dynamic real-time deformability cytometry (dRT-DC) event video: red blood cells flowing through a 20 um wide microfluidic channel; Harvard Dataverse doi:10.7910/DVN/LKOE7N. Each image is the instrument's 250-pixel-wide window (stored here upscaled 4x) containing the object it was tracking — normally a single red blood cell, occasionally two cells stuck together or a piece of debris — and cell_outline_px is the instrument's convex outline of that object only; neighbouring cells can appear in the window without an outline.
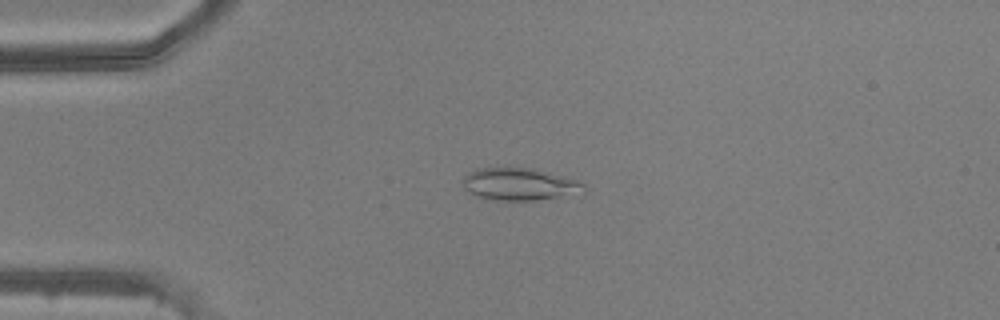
{"species": "common noctule bat (a hibernating species)", "species_latin": "Nyctalus noctula", "temperature_condition": "warm", "stored_images_in_passage": 49, "camera_frame_rate_fps": 3000, "um_per_image_px": 0.085, "animal": {"sex": "male", "body_mass_g": 20.5, "forearm_length_mm": 52.5}, "frame": {"image": 1, "passage_image": 12, "time_ms": 3.667, "image_size_px": [1000, 320], "cell_outline_px": [[588, 192], [584, 196], [536, 200], [496, 200], [476, 196], [464, 188], [460, 180], [468, 172], [476, 168], [536, 168], [580, 180], [584, 184]], "centroid_in_image_um": [44.3, 15.67], "position_along_channel_um": 40.7, "area_um2": 23.81}}
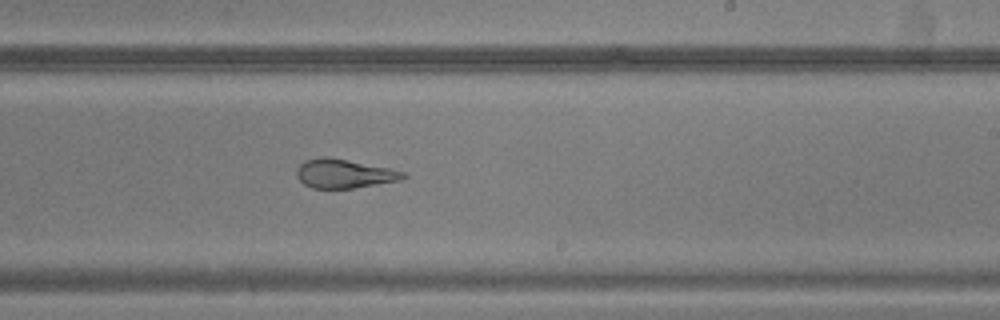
{"frame": {"image": 2, "passage_image": 30, "time_ms": 9.667, "image_size_px": [1000, 320], "cell_outline_px": [[408, 176], [400, 180], [352, 188], [312, 188], [304, 184], [296, 176], [296, 168], [304, 160], [324, 156], [328, 156], [388, 168], [404, 172]], "centroid_in_image_um": [29.2, 14.75], "position_along_channel_um": 259.8, "area_um2": 17.86}}
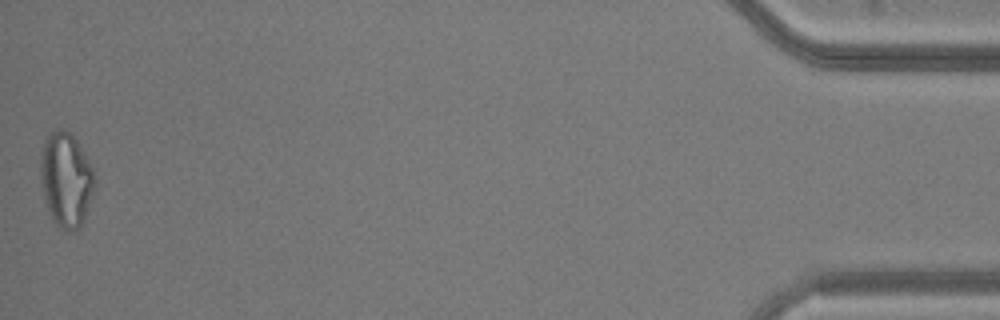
{"frame": {"image": 3, "passage_image": 49, "time_ms": 16.0, "image_size_px": [1000, 320], "cell_outline_px": [[96, 184], [84, 216], [80, 224], [76, 228], [64, 228], [56, 224], [52, 220], [48, 212], [44, 200], [40, 176], [40, 156], [44, 140], [48, 132], [56, 128], [60, 128], [68, 132], [76, 140], [88, 160], [92, 168], [96, 180]], "centroid_in_image_um": [5.57, 15.2], "position_along_channel_um": 429.6, "area_um2": 29.54}}